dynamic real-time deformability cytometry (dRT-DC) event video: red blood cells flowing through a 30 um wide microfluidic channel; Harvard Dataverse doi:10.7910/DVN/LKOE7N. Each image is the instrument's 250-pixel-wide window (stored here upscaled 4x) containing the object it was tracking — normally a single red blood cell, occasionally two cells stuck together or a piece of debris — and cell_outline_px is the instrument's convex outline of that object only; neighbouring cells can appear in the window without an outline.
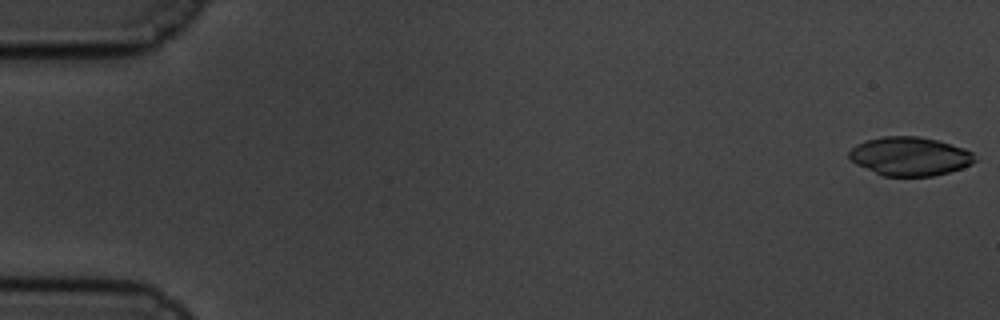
{"species": "common noctule bat (a hibernating species)", "species_latin": "Nyctalus noctula", "temperature_condition": "cold", "stored_images_in_passage": 59, "camera_frame_rate_fps": 3000, "um_per_image_px": 0.085, "animal": {"sex": "male", "body_mass_g": 19.5, "forearm_length_mm": 54.6}, "frame": {"image": 1, "passage_image": 1, "time_ms": 0.0, "image_size_px": [1000, 320], "cell_outline_px": [[976, 160], [972, 164], [948, 172], [932, 176], [884, 176], [856, 164], [848, 156], [848, 152], [856, 144], [868, 140], [884, 136], [920, 136], [936, 140], [964, 148], [972, 152]], "centroid_in_image_um": [77.33, 13.28], "position_along_channel_um": 7.7, "area_um2": 28.15}}